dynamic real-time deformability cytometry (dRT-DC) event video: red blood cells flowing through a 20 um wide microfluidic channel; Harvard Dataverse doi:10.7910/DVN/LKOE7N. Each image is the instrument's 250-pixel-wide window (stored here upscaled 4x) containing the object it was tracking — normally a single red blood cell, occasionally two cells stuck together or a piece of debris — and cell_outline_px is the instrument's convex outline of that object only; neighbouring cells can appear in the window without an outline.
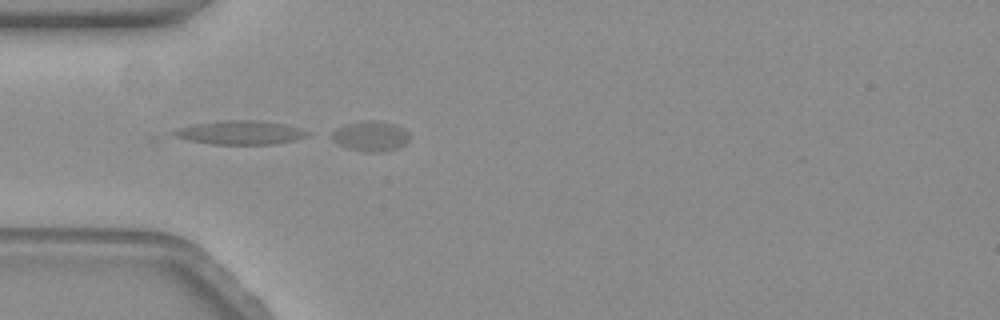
{"species": "common noctule bat (a hibernating species)", "species_latin": "Nyctalus noctula", "temperature_condition": "warm", "stored_images_in_passage": 54, "segment_of_instrument_passage": [2, 2], "camera_frame_rate_fps": 3000, "um_per_image_px": 0.085, "animal": {"sex": "female", "body_mass_g": 19.3, "forearm_length_mm": 54.1}, "frame": {"image": 1, "passage_image": 12, "time_ms": 3.667, "image_size_px": [1000, 320], "cell_outline_px": [[408, 140], [400, 148], [380, 152], [364, 152], [348, 148], [340, 144], [328, 132], [336, 128], [348, 124], [368, 120], [380, 120], [396, 124], [404, 128], [408, 132]], "centroid_in_image_um": [31.53, 11.56], "position_along_channel_um": 53.5, "area_um2": 13.7}}
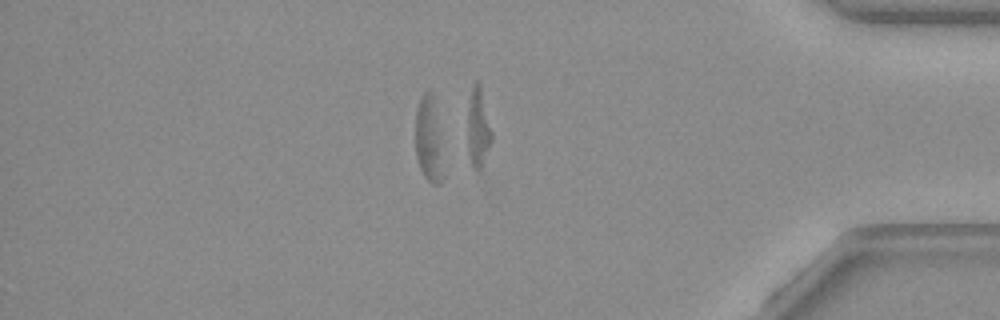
{"frame": {"image": 2, "passage_image": 45, "time_ms": 14.667, "image_size_px": [1000, 320], "cell_outline_px": [[444, 176], [440, 184], [432, 184], [424, 176], [420, 168], [416, 156], [416, 108], [420, 96], [428, 88], [432, 88]], "centroid_in_image_um": [36.42, 11.84], "position_along_channel_um": 398.8, "area_um2": 13.64}}
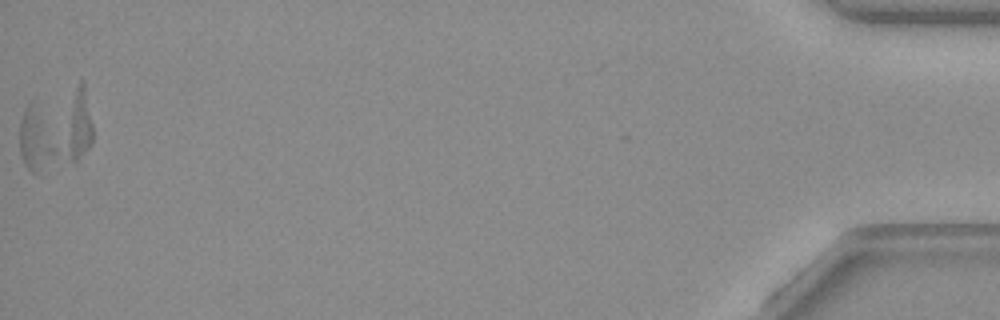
{"frame": {"image": 3, "passage_image": 54, "time_ms": 17.667, "image_size_px": [1000, 320], "cell_outline_px": [[56, 152], [40, 176], [32, 172], [24, 164], [20, 156], [20, 124], [24, 112], [28, 104], [36, 116], [56, 148]], "centroid_in_image_um": [2.97, 12.19], "position_along_channel_um": 432.2, "area_um2": 11.39}}